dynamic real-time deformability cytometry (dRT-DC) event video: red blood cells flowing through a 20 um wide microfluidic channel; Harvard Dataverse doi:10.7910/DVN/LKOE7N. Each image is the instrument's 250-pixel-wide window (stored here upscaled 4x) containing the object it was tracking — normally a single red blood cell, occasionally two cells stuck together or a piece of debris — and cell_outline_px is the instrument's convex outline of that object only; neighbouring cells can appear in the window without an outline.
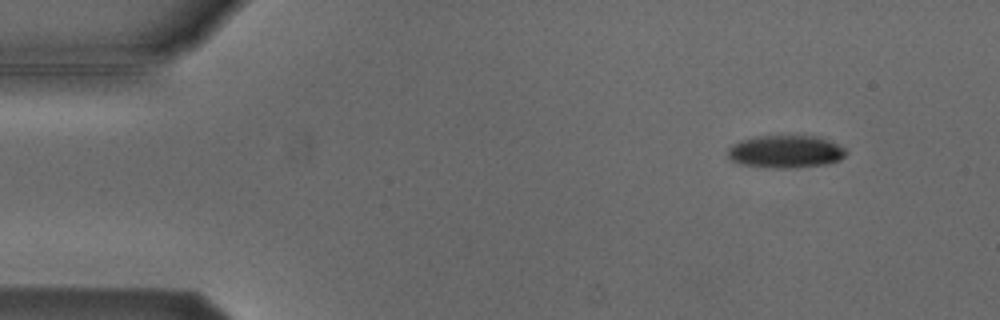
{"species": "Egyptian fruit bat (a non-hibernating species)", "species_latin": "Rousettus aegyptiacus", "temperature_condition": "cold", "stored_images_in_passage": 9, "camera_frame_rate_fps": 3000, "um_per_image_px": 0.085, "animal": {"sex": "male"}, "frame": {"image": 1, "passage_image": 2, "time_ms": 1.0, "image_size_px": [1000, 320], "cell_outline_px": [[848, 152], [840, 160], [828, 164], [792, 168], [772, 168], [740, 164], [732, 160], [728, 156], [728, 148], [732, 144], [740, 140], [756, 136], [820, 136], [844, 148]], "centroid_in_image_um": [66.78, 12.89], "position_along_channel_um": 18.2, "area_um2": 22.6}}
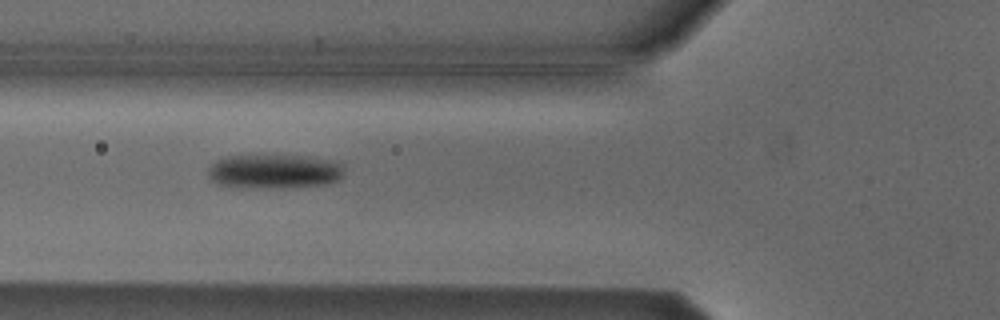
{"frame": {"image": 2, "passage_image": 6, "time_ms": 5.667, "image_size_px": [1000, 320], "cell_outline_px": [[340, 176], [336, 180], [324, 184], [240, 188], [216, 184], [208, 176], [208, 168], [216, 160], [228, 156], [308, 156], [328, 160], [340, 164]], "centroid_in_image_um": [23.18, 14.56], "position_along_channel_um": 102.6, "area_um2": 26.24}}
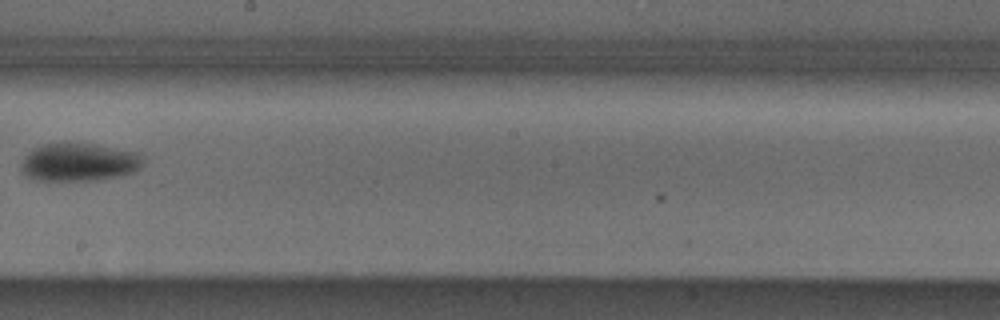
{"frame": {"image": 3, "passage_image": 9, "time_ms": 9.333, "image_size_px": [1000, 320], "cell_outline_px": [[144, 164], [136, 172], [124, 176], [100, 180], [32, 180], [24, 176], [20, 172], [20, 164], [24, 156], [32, 148], [44, 144], [68, 140], [140, 152], [144, 156]], "centroid_in_image_um": [6.71, 13.77], "position_along_channel_um": 241.5, "area_um2": 28.32}}